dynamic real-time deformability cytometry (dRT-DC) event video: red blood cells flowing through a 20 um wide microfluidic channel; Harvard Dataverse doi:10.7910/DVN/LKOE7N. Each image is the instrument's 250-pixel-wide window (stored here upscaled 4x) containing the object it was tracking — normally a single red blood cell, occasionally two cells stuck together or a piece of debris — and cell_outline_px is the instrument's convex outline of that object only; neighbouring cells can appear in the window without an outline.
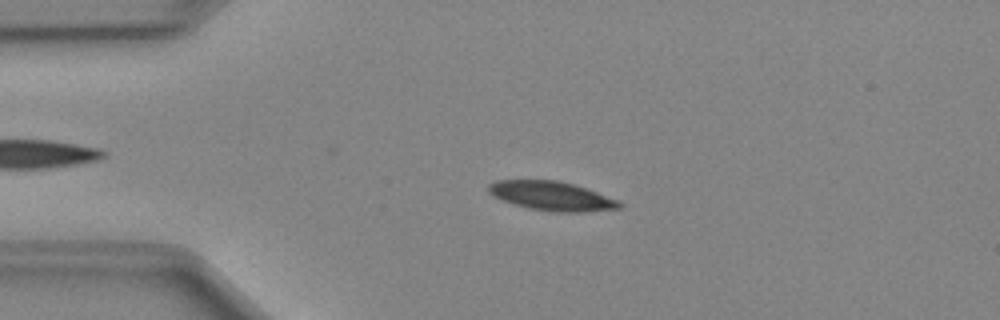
{"species": "Egyptian fruit bat (a non-hibernating species)", "species_latin": "Rousettus aegyptiacus", "temperature_condition": "cold", "stored_images_in_passage": 42, "camera_frame_rate_fps": 3000, "um_per_image_px": 0.085, "animal": {"sex": "female"}, "frame": {"image": 1, "passage_image": 12, "time_ms": 3.667, "image_size_px": [1000, 320], "cell_outline_px": [[624, 204], [620, 208], [584, 212], [556, 212], [528, 208], [512, 204], [492, 196], [488, 192], [488, 184], [496, 180], [556, 180], [572, 184], [620, 200]], "centroid_in_image_um": [46.87, 16.66], "position_along_channel_um": 38.1, "area_um2": 22.25}}
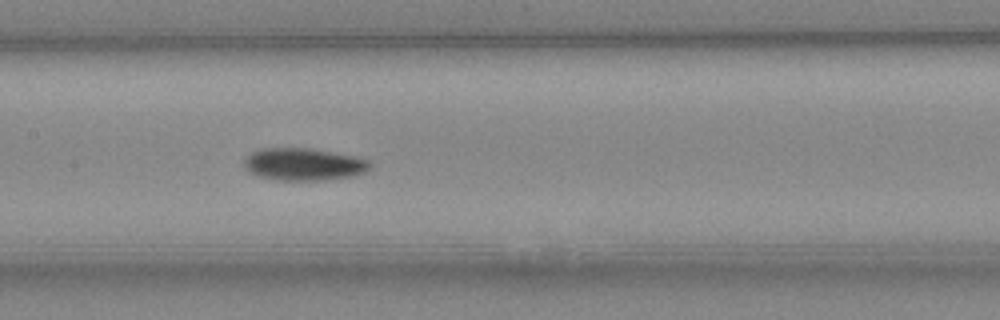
{"frame": {"image": 2, "passage_image": 25, "time_ms": 8.0, "image_size_px": [1000, 320], "cell_outline_px": [[372, 164], [364, 172], [352, 176], [320, 180], [276, 180], [260, 176], [248, 172], [244, 168], [244, 160], [252, 152], [260, 148], [308, 148], [356, 156], [368, 160]], "centroid_in_image_um": [25.78, 13.96], "position_along_channel_um": 181.6, "area_um2": 23.64}}
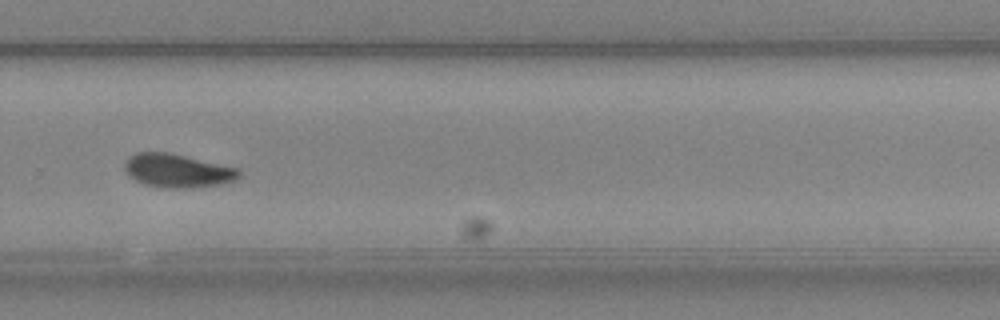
{"frame": {"image": 3, "passage_image": 35, "time_ms": 11.333, "image_size_px": [1000, 320], "cell_outline_px": [[240, 176], [232, 180], [220, 184], [192, 188], [168, 188], [144, 184], [136, 180], [124, 168], [124, 164], [128, 156], [136, 152], [168, 152], [240, 168]], "centroid_in_image_um": [15.09, 14.5], "position_along_channel_um": 314.7, "area_um2": 22.25}, "authors_computed_cell_mechanics": {"area_um2": 22.4264, "velocity_mm_per_s": 3.999, "shape_relaxation_time_tau1_ms": 3.3967, "shape_relaxation_time_tau2_ms": null, "deformation_change_tau1": 0.1161, "deformation_change_tau2": null}}